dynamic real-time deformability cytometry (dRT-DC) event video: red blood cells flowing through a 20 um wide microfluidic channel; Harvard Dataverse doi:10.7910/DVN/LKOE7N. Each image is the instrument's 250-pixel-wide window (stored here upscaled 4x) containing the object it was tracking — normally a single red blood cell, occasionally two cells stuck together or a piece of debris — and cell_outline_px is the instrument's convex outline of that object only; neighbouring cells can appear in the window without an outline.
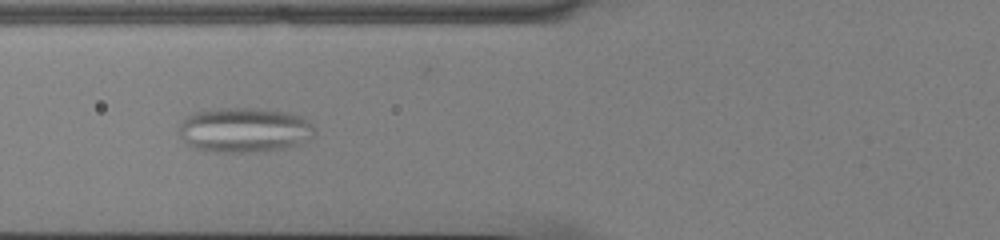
{"species": "common noctule bat (a hibernating species)", "species_latin": "Nyctalus noctula", "temperature_condition": "cold", "stored_images_in_passage": 45, "camera_frame_rate_fps": 3000, "um_per_image_px": 0.085, "animal": {"sex": "male", "body_mass_g": 13.0, "forearm_length_mm": 53.1}, "frame": {"image": 1, "passage_image": 12, "time_ms": 3.667, "image_size_px": [1000, 240], "cell_outline_px": [[316, 132], [308, 140], [300, 144], [288, 148], [260, 152], [204, 152], [192, 148], [184, 144], [176, 128], [184, 116], [192, 112], [220, 108], [256, 108], [288, 112], [304, 116], [316, 128]], "centroid_in_image_um": [20.73, 11.06], "position_along_channel_um": 105.1, "area_um2": 36.7}}
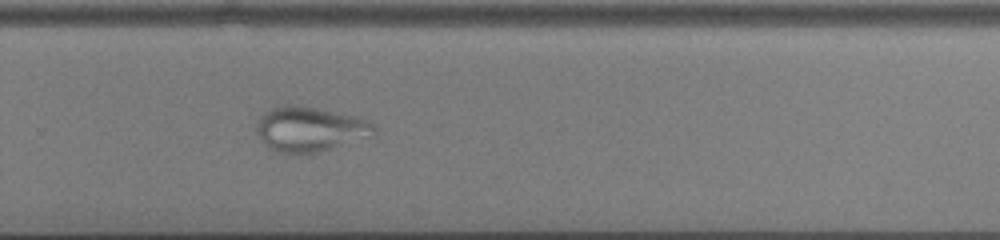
{"frame": {"image": 2, "passage_image": 28, "time_ms": 9.0, "image_size_px": [1000, 240], "cell_outline_px": [[376, 132], [372, 136], [332, 148], [316, 152], [276, 152], [268, 148], [260, 140], [256, 132], [256, 124], [260, 116], [264, 112], [272, 108], [284, 104], [292, 104], [316, 108], [352, 116], [368, 120], [376, 128]], "centroid_in_image_um": [26.29, 10.97], "position_along_channel_um": 303.5, "area_um2": 30.46}}
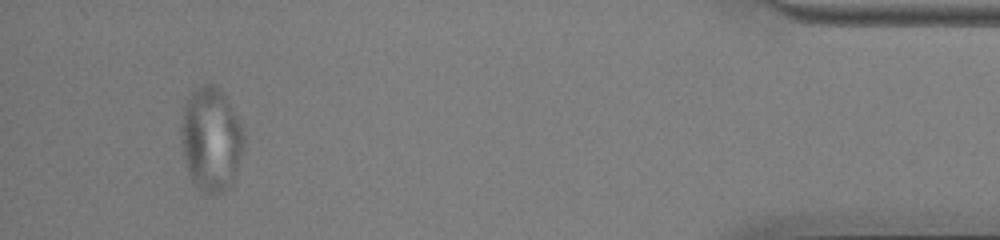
{"frame": {"image": 3, "passage_image": 42, "time_ms": 13.667, "image_size_px": [1000, 240], "cell_outline_px": [[244, 144], [232, 184], [224, 192], [216, 196], [204, 192], [192, 180], [188, 172], [180, 140], [180, 120], [184, 104], [188, 96], [200, 84], [212, 84], [220, 88], [232, 108], [244, 132]], "centroid_in_image_um": [17.91, 11.83], "position_along_channel_um": 417.3, "area_um2": 38.26}}